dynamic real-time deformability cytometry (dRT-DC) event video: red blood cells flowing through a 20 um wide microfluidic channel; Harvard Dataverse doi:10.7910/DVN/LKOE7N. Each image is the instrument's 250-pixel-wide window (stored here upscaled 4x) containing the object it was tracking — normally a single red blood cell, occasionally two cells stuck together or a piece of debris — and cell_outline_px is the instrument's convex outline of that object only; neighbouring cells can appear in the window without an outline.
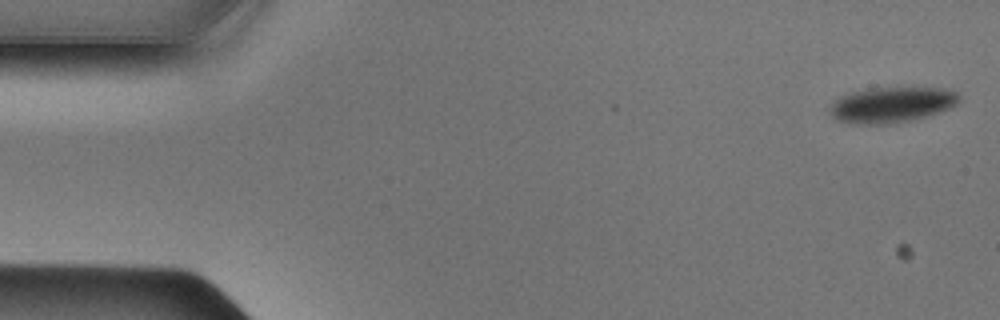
{"species": "Egyptian fruit bat (a non-hibernating species)", "species_latin": "Rousettus aegyptiacus", "temperature_condition": "cold", "stored_images_in_passage": 42, "camera_frame_rate_fps": 3000, "um_per_image_px": 0.085, "animal": {"sex": "male"}, "frame": {"image": 1, "passage_image": 1, "time_ms": 0.0, "image_size_px": [1000, 320], "cell_outline_px": [[960, 100], [956, 104], [948, 108], [924, 116], [884, 124], [860, 124], [836, 120], [828, 112], [828, 108], [840, 96], [848, 92], [868, 88], [936, 88], [956, 92], [960, 96]], "centroid_in_image_um": [75.7, 8.89], "position_along_channel_um": 9.3, "area_um2": 26.3}}
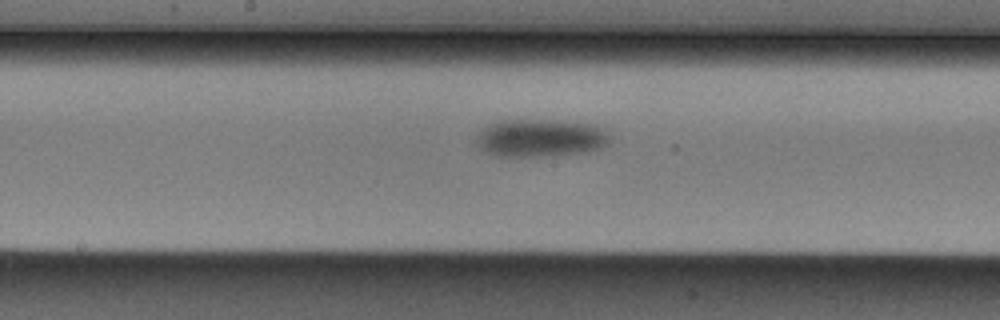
{"frame": {"image": 2, "passage_image": 24, "time_ms": 7.667, "image_size_px": [1000, 320], "cell_outline_px": [[608, 144], [600, 148], [588, 152], [552, 156], [496, 156], [484, 152], [476, 144], [476, 136], [484, 128], [500, 120], [560, 120], [588, 124], [604, 132], [608, 136]], "centroid_in_image_um": [45.87, 11.75], "position_along_channel_um": 202.3, "area_um2": 29.19}}
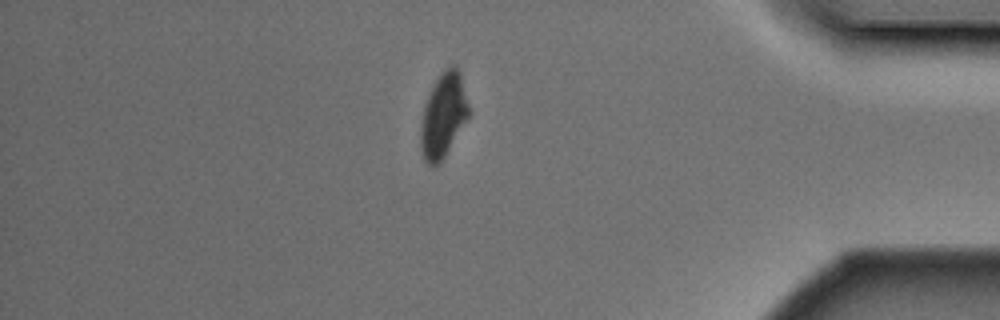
{"frame": {"image": 3, "passage_image": 41, "time_ms": 13.333, "image_size_px": [1000, 320], "cell_outline_px": [[468, 116], [440, 164], [436, 168], [432, 168], [424, 160], [420, 148], [420, 124], [424, 104], [440, 72], [444, 68], [452, 64], [456, 64], [460, 72], [468, 104]], "centroid_in_image_um": [37.65, 9.82], "position_along_channel_um": 397.6, "area_um2": 23.7}}